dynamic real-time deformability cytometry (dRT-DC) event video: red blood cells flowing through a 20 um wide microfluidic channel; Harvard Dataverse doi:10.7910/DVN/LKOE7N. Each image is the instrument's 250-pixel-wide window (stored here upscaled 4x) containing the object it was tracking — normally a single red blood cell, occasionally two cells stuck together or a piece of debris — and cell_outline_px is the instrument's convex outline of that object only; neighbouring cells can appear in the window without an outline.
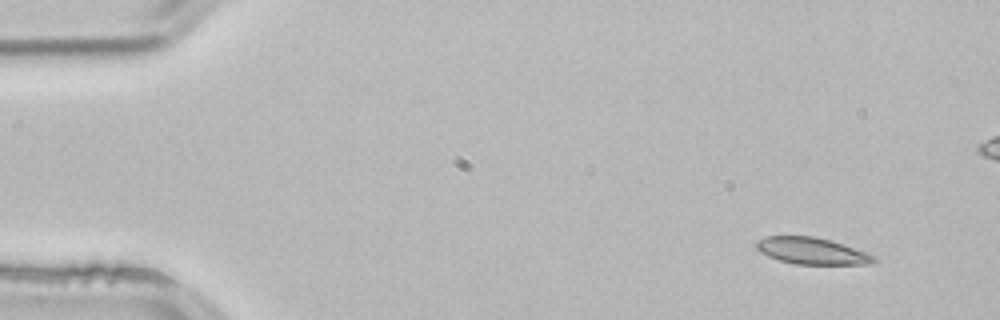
{"species": "common noctule bat (a hibernating species)", "species_latin": "Nyctalus noctula", "temperature_condition": "room temperature", "stored_images_in_passage": 4, "camera_frame_rate_fps": 3000, "um_per_image_px": 0.085, "animal": {"sex": "male", "body_mass_g": 21.5, "forearm_length_mm": 52.0}, "frame": {"image": 1, "passage_image": 1, "time_ms": 0.0, "image_size_px": [1000, 320], "cell_outline_px": [[876, 260], [868, 264], [796, 264], [780, 260], [768, 256], [760, 252], [756, 248], [756, 240], [764, 236], [816, 236], [876, 256]], "centroid_in_image_um": [68.93, 21.32], "position_along_channel_um": 16.1, "area_um2": 17.98}}